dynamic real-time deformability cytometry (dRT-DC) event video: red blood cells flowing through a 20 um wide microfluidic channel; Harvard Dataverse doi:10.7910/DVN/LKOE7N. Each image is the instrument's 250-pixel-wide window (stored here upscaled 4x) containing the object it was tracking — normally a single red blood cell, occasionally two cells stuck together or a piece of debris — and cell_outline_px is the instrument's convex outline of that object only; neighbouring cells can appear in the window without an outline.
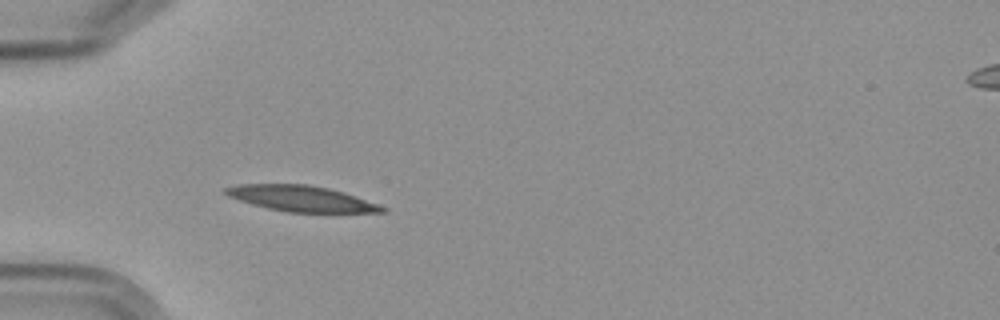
{"species": "Egyptian fruit bat (a non-hibernating species)", "species_latin": "Rousettus aegyptiacus", "temperature_condition": "cold", "stored_images_in_passage": 4, "camera_frame_rate_fps": 3000, "um_per_image_px": 0.085, "frame": {"image": 1, "passage_image": 4, "time_ms": 3.333, "image_size_px": [1000, 320], "cell_outline_px": [[388, 212], [288, 212], [268, 208], [252, 204], [228, 196], [224, 192], [224, 188], [240, 184], [308, 184], [328, 188], [344, 192], [388, 208]], "centroid_in_image_um": [25.61, 16.87], "position_along_channel_um": 59.4, "area_um2": 23.29}}